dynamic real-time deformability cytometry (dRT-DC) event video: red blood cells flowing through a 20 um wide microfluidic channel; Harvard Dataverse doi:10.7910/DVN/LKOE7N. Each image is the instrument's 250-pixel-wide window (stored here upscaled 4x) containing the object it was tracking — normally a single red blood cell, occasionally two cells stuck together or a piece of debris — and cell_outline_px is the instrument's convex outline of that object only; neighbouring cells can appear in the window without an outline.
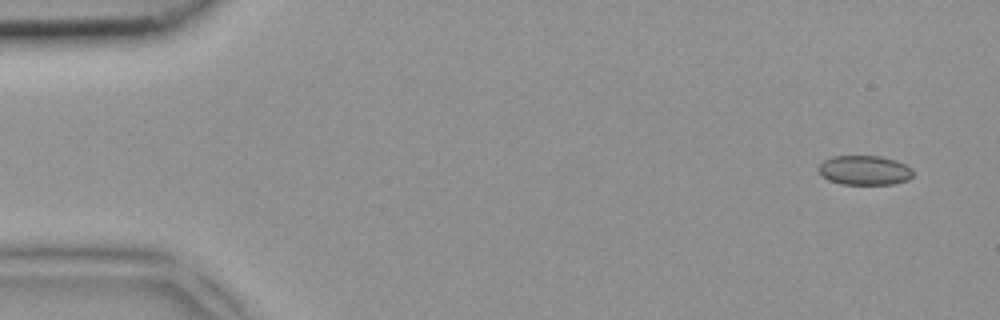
{"species": "common noctule bat (a hibernating species)", "species_latin": "Nyctalus noctula", "temperature_condition": "room temperature", "stored_images_in_passage": 4, "camera_frame_rate_fps": 3000, "um_per_image_px": 0.085, "animal": {"sex": "female", "body_mass_g": 18.4}, "frame": {"image": 1, "passage_image": 1, "time_ms": 0.0, "image_size_px": [1000, 320], "cell_outline_px": [[912, 176], [908, 180], [892, 184], [840, 184], [828, 180], [820, 176], [816, 168], [824, 160], [832, 156], [880, 156], [896, 160], [912, 168]], "centroid_in_image_um": [73.44, 14.47], "position_along_channel_um": 11.6, "area_um2": 16.42}}
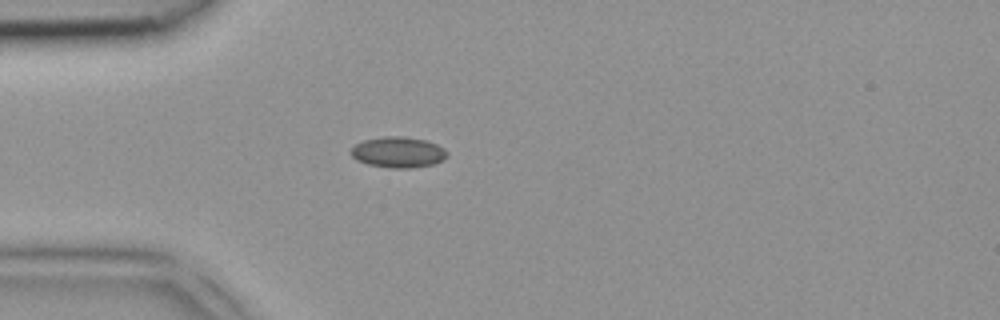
{"frame": {"image": 2, "passage_image": 4, "time_ms": 1.0, "image_size_px": [1000, 320], "cell_outline_px": [[448, 156], [444, 160], [432, 164], [412, 168], [392, 168], [368, 164], [356, 160], [352, 156], [352, 148], [356, 144], [364, 140], [384, 136], [404, 136], [428, 140], [444, 148], [448, 152]], "centroid_in_image_um": [33.89, 12.93], "position_along_channel_um": 51.1, "area_um2": 17.34}}